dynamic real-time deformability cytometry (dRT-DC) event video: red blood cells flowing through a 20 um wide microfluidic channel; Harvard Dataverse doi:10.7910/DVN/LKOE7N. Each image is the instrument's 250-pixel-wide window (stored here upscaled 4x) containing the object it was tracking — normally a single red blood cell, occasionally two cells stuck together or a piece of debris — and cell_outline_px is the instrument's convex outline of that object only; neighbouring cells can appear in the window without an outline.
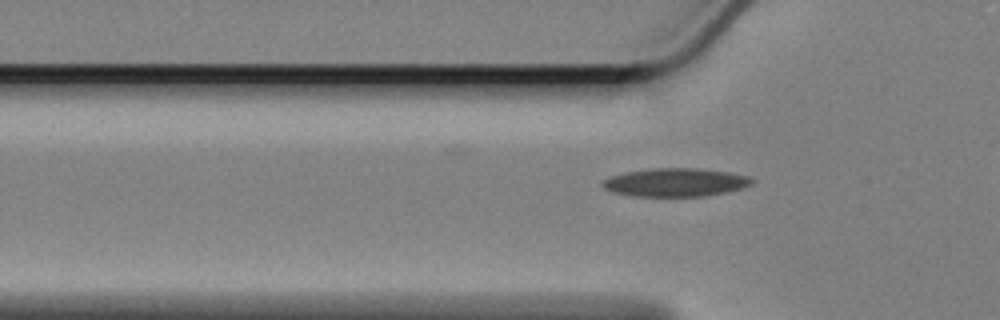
{"species": "Egyptian fruit bat (a non-hibernating species)", "species_latin": "Rousettus aegyptiacus", "temperature_condition": "cold", "stored_images_in_passage": 33, "camera_frame_rate_fps": 3000, "um_per_image_px": 0.085, "animal": {"sex": "female"}, "frame": {"image": 1, "passage_image": 9, "time_ms": 2.667, "image_size_px": [1000, 320], "cell_outline_px": [[756, 180], [752, 184], [728, 192], [704, 196], [632, 196], [612, 192], [604, 188], [600, 184], [604, 180], [612, 176], [624, 172], [652, 168], [696, 168], [728, 172], [748, 176]], "centroid_in_image_um": [57.41, 15.5], "position_along_channel_um": 68.4, "area_um2": 24.68}}
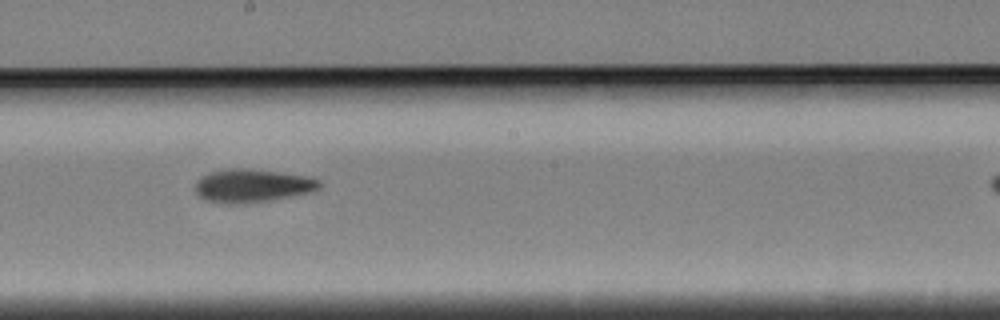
{"frame": {"image": 2, "passage_image": 23, "time_ms": 7.333, "image_size_px": [1000, 320], "cell_outline_px": [[324, 184], [320, 188], [308, 192], [272, 200], [240, 204], [228, 204], [204, 200], [196, 192], [196, 180], [200, 176], [208, 172], [228, 168], [244, 168], [312, 176], [320, 180]], "centroid_in_image_um": [21.45, 15.77], "position_along_channel_um": 226.8, "area_um2": 24.33}}
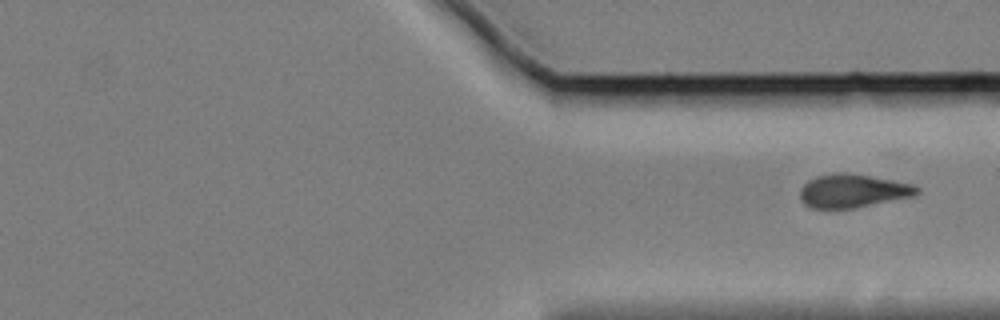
{"frame": {"image": 3, "passage_image": 33, "time_ms": 10.667, "image_size_px": [1000, 320], "cell_outline_px": [[920, 192], [912, 196], [852, 208], [808, 208], [800, 200], [800, 188], [808, 180], [816, 176], [840, 172], [844, 172], [868, 176], [912, 184], [920, 188]], "centroid_in_image_um": [72.43, 16.22], "position_along_channel_um": 339.0, "area_um2": 22.48}}